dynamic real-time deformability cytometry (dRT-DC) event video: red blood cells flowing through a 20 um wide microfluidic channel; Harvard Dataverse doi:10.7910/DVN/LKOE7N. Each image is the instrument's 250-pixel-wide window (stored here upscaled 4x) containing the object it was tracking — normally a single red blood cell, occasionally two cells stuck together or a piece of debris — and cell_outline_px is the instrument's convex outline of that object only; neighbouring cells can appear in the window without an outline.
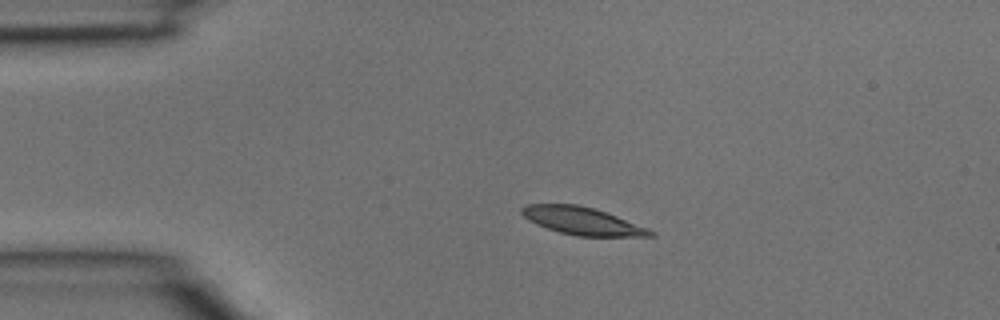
{"species": "common noctule bat (a hibernating species)", "species_latin": "Nyctalus noctula", "temperature_condition": "room temperature", "stored_images_in_passage": 3, "camera_frame_rate_fps": 3000, "um_per_image_px": 0.085, "animal": {"sex": "male", "body_mass_g": 15.6}, "frame": {"image": 1, "passage_image": 2, "time_ms": 0.333, "image_size_px": [1000, 320], "cell_outline_px": [[656, 236], [576, 236], [560, 232], [536, 224], [528, 220], [520, 212], [520, 208], [528, 204], [576, 204], [592, 208], [616, 216], [648, 228], [656, 232]], "centroid_in_image_um": [49.48, 18.78], "position_along_channel_um": 35.5, "area_um2": 20.46}}